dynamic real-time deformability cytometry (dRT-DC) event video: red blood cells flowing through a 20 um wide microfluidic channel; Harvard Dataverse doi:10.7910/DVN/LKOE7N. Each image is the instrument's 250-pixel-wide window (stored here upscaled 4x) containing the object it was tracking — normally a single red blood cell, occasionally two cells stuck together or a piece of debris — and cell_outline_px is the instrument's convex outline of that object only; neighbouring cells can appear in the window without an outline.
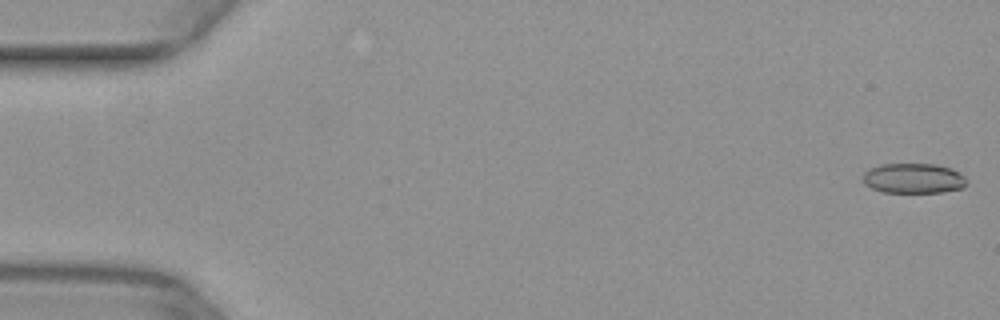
{"species": "common noctule bat (a hibernating species)", "species_latin": "Nyctalus noctula", "temperature_condition": "warm", "stored_images_in_passage": 17, "camera_frame_rate_fps": 3000, "um_per_image_px": 0.085, "animal": {"sex": "female", "body_mass_g": 29.2, "forearm_length_mm": 56.3}, "frame": {"image": 1, "passage_image": 1, "time_ms": 0.0, "image_size_px": [1000, 320], "cell_outline_px": [[968, 184], [964, 188], [944, 192], [880, 192], [864, 184], [864, 172], [868, 168], [880, 164], [936, 164], [952, 168], [960, 172], [968, 180]], "centroid_in_image_um": [77.69, 15.15], "position_along_channel_um": 7.3, "area_um2": 18.5}}